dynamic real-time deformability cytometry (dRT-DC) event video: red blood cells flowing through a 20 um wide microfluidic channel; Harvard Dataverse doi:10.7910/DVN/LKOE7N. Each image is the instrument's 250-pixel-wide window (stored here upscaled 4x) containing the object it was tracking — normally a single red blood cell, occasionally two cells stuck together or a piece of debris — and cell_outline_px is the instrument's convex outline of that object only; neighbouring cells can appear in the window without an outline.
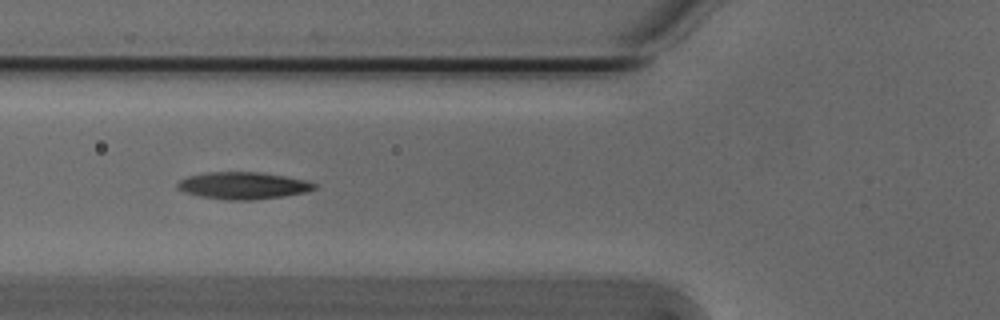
{"species": "Egyptian fruit bat (a non-hibernating species)", "species_latin": "Rousettus aegyptiacus", "temperature_condition": "cold", "stored_images_in_passage": 42, "camera_frame_rate_fps": 3000, "um_per_image_px": 0.085, "animal": {"sex": "male"}, "frame": {"image": 1, "passage_image": 11, "time_ms": 3.333, "image_size_px": [1000, 320], "cell_outline_px": [[316, 188], [304, 192], [280, 196], [252, 200], [224, 200], [200, 196], [184, 192], [176, 188], [176, 184], [180, 180], [188, 176], [204, 172], [260, 172], [284, 176], [304, 180], [316, 184]], "centroid_in_image_um": [20.59, 15.77], "position_along_channel_um": 105.2, "area_um2": 21.44}}
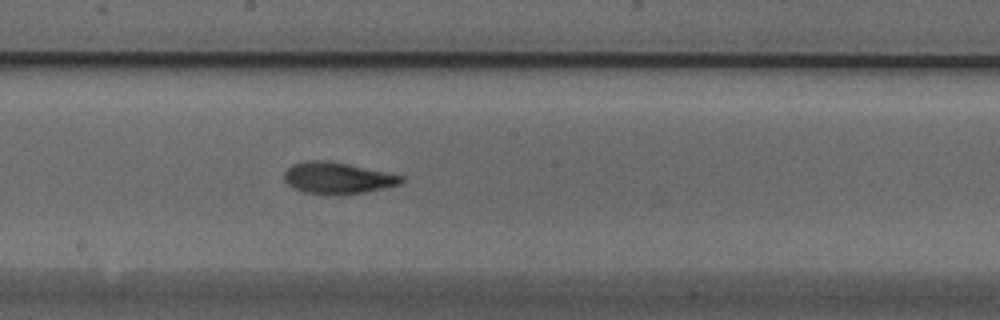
{"frame": {"image": 2, "passage_image": 20, "time_ms": 6.333, "image_size_px": [1000, 320], "cell_outline_px": [[404, 180], [400, 184], [364, 192], [332, 196], [304, 192], [292, 188], [284, 180], [284, 172], [292, 164], [308, 160], [328, 160], [348, 164], [404, 176]], "centroid_in_image_um": [28.64, 15.14], "position_along_channel_um": 219.6, "area_um2": 21.62}}
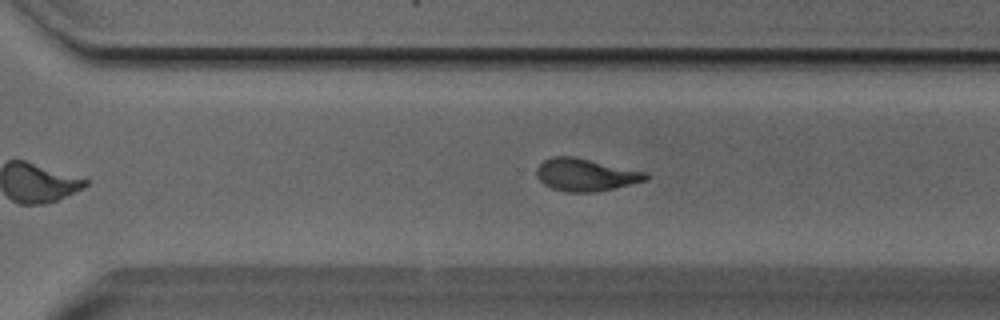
{"frame": {"image": 3, "passage_image": 28, "time_ms": 9.0, "image_size_px": [1000, 320], "cell_outline_px": [[648, 180], [616, 188], [596, 192], [568, 192], [552, 188], [544, 184], [536, 176], [536, 168], [544, 160], [552, 156], [572, 156], [648, 172]], "centroid_in_image_um": [49.79, 14.86], "position_along_channel_um": 320.8, "area_um2": 20.75}, "authors_computed_cell_mechanics": {"area_um2": 20.7502, "velocity_mm_per_s": 3.8077, "shape_relaxation_time_tau1_ms": 5.2347, "shape_relaxation_time_tau2_ms": 2.3204, "deformation_change_tau1": 0.1834, "deformation_change_tau2": 0.1011}}